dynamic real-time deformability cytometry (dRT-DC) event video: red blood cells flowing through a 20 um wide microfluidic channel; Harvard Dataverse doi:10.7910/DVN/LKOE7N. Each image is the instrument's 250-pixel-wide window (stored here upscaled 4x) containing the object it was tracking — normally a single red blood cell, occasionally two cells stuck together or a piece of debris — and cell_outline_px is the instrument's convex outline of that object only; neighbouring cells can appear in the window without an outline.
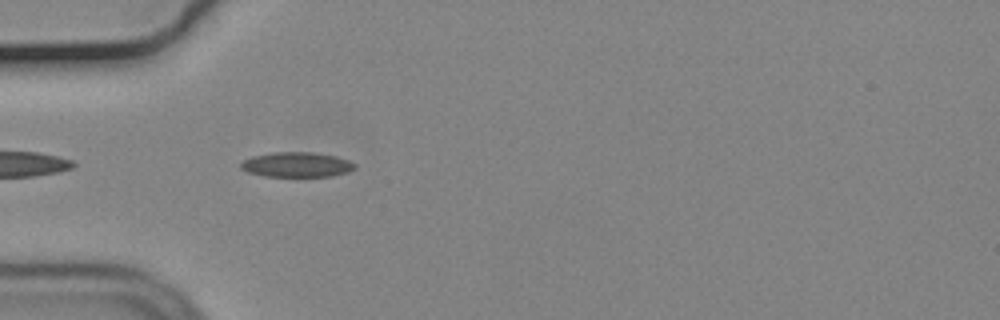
{"species": "common noctule bat (a hibernating species)", "species_latin": "Nyctalus noctula", "temperature_condition": "cold", "stored_images_in_passage": 6, "camera_frame_rate_fps": 3000, "um_per_image_px": 0.085, "animal": {"sex": "male", "body_mass_g": 19.2, "forearm_length_mm": 51.8}, "frame": {"image": 1, "passage_image": 3, "time_ms": 0.667, "image_size_px": [1000, 320], "cell_outline_px": [[356, 168], [348, 172], [332, 176], [264, 176], [248, 172], [240, 168], [240, 164], [244, 160], [252, 156], [272, 152], [312, 152], [336, 156], [348, 160], [356, 164]], "centroid_in_image_um": [25.23, 13.99], "position_along_channel_um": 59.8, "area_um2": 16.59}}